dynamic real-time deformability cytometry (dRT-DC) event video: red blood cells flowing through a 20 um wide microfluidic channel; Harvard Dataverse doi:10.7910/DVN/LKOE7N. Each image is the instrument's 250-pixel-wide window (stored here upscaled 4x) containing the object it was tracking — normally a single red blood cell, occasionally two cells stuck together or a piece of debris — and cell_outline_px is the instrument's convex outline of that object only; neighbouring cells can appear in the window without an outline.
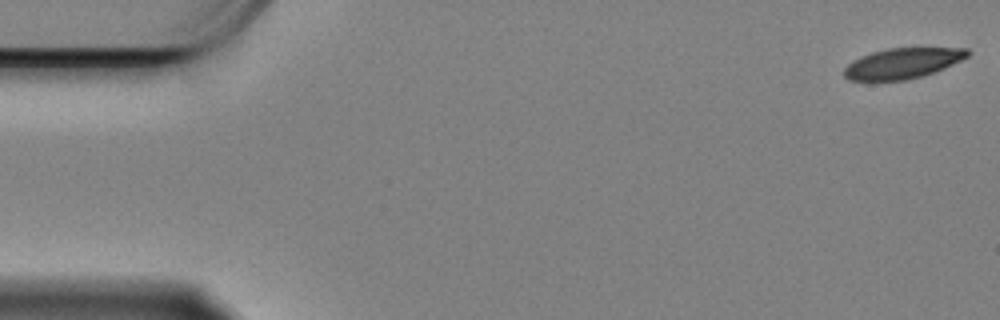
{"species": "Egyptian fruit bat (a non-hibernating species)", "species_latin": "Rousettus aegyptiacus", "temperature_condition": "cold", "stored_images_in_passage": 9, "camera_frame_rate_fps": 3000, "um_per_image_px": 0.085, "animal": {"sex": "female"}, "frame": {"image": 1, "passage_image": 1, "time_ms": 0.0, "image_size_px": [1000, 320], "cell_outline_px": [[968, 56], [944, 68], [924, 76], [908, 80], [872, 84], [848, 80], [844, 76], [844, 68], [852, 60], [860, 56], [872, 52], [888, 48], [968, 48]], "centroid_in_image_um": [76.6, 5.44], "position_along_channel_um": 8.4, "area_um2": 22.72}}